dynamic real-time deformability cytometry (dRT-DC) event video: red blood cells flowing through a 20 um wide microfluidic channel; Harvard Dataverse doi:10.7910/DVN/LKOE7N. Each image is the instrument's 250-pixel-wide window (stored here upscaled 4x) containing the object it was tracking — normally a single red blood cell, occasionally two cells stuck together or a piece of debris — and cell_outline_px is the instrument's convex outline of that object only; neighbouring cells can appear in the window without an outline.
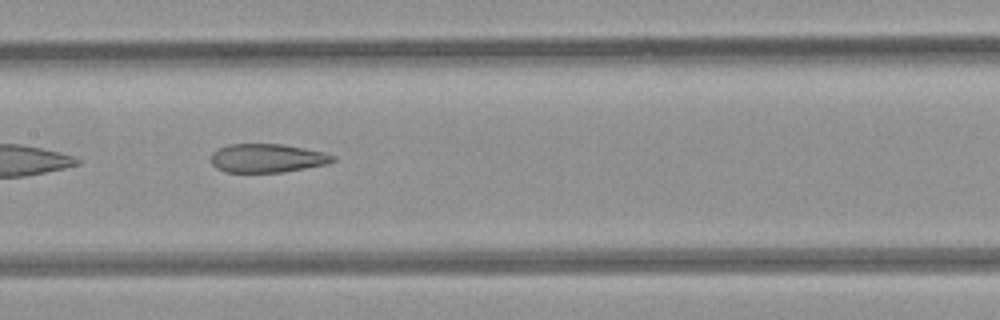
{"species": "common noctule bat (a hibernating species)", "species_latin": "Nyctalus noctula", "temperature_condition": "room temperature", "stored_images_in_passage": 9, "segment_of_instrument_passage": [1, 2], "camera_frame_rate_fps": 3000, "um_per_image_px": 0.085, "animal": {"sex": "female", "body_mass_g": 21.9}, "frame": {"image": 1, "passage_image": 6, "time_ms": 6.333, "image_size_px": [1000, 320], "cell_outline_px": [[336, 160], [328, 164], [284, 172], [224, 172], [216, 168], [212, 164], [212, 152], [228, 144], [284, 144], [324, 152], [336, 156]], "centroid_in_image_um": [22.74, 13.44], "position_along_channel_um": 184.7, "area_um2": 20.46}}
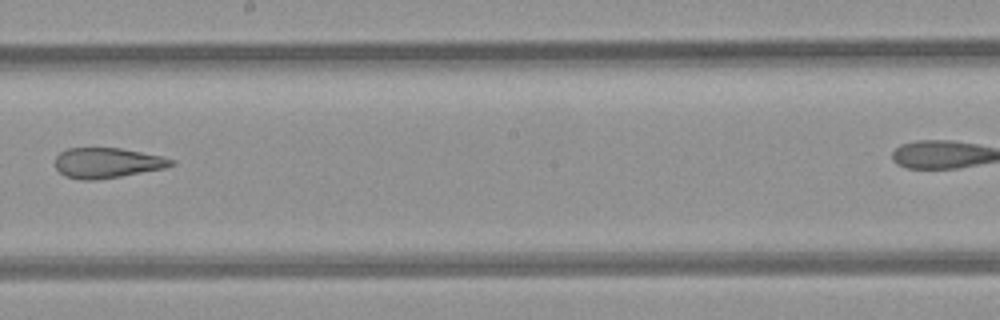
{"frame": {"image": 2, "passage_image": 7, "time_ms": 7.667, "image_size_px": [1000, 320], "cell_outline_px": [[176, 164], [164, 168], [120, 176], [92, 180], [80, 180], [64, 176], [56, 168], [56, 156], [60, 152], [68, 148], [120, 148], [164, 156], [176, 160]], "centroid_in_image_um": [9.13, 13.84], "position_along_channel_um": 239.1, "area_um2": 20.46}}
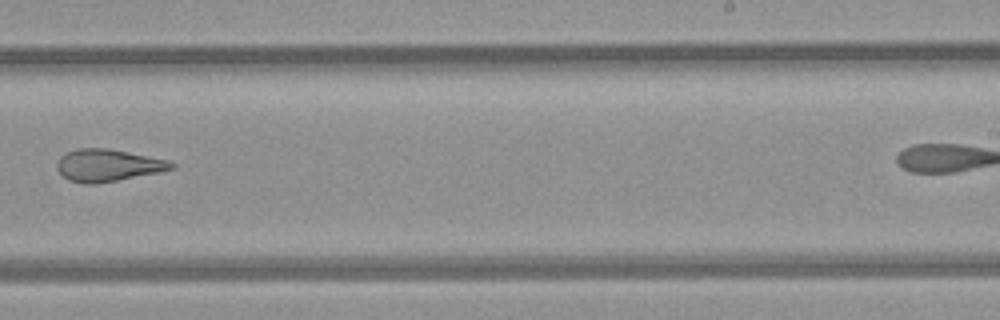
{"frame": {"image": 3, "passage_image": 8, "time_ms": 8.667, "image_size_px": [1000, 320], "cell_outline_px": [[176, 168], [96, 184], [88, 184], [68, 180], [56, 168], [56, 164], [60, 156], [76, 148], [108, 148], [168, 160], [176, 164]], "centroid_in_image_um": [9.14, 14.04], "position_along_channel_um": 279.9, "area_um2": 21.21}}